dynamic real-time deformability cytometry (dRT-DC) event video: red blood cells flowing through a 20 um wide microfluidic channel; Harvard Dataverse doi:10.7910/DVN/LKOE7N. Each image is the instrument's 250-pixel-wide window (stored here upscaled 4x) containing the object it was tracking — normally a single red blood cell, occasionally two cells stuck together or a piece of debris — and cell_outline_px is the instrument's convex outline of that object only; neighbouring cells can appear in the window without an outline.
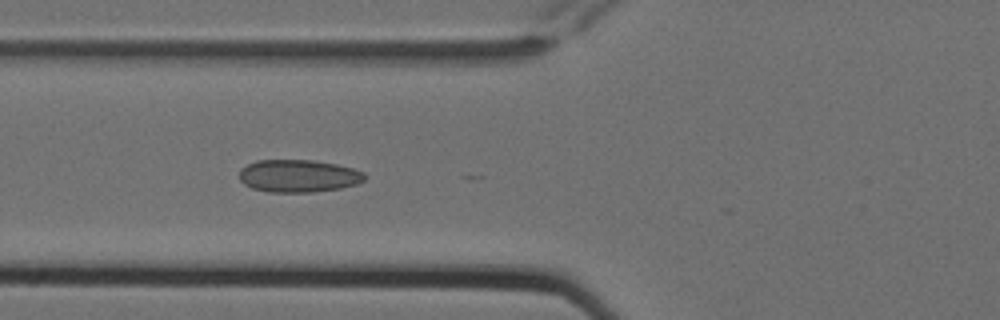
{"species": "Egyptian fruit bat (a non-hibernating species)", "species_latin": "Rousettus aegyptiacus", "temperature_condition": "cold", "stored_images_in_passage": 10, "camera_frame_rate_fps": 3000, "um_per_image_px": 0.085, "animal": {"sex": "female"}, "frame": {"image": 1, "passage_image": 6, "time_ms": 1.667, "image_size_px": [1000, 320], "cell_outline_px": [[368, 176], [364, 180], [356, 184], [340, 188], [312, 192], [268, 192], [252, 188], [244, 184], [240, 180], [240, 168], [256, 160], [312, 160], [336, 164], [352, 168], [364, 172]], "centroid_in_image_um": [25.37, 14.95], "position_along_channel_um": 100.4, "area_um2": 23.87}}
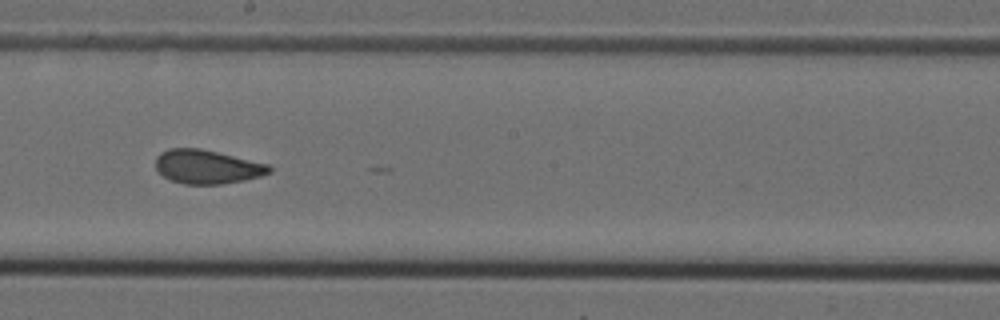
{"frame": {"image": 2, "passage_image": 9, "time_ms": 2.667, "image_size_px": [1000, 320], "cell_outline_px": [[272, 172], [260, 176], [244, 180], [220, 184], [184, 184], [172, 180], [164, 176], [156, 168], [156, 156], [160, 152], [168, 148], [200, 148], [268, 164], [272, 168]], "centroid_in_image_um": [17.59, 14.17], "position_along_channel_um": 230.6, "area_um2": 22.31}}
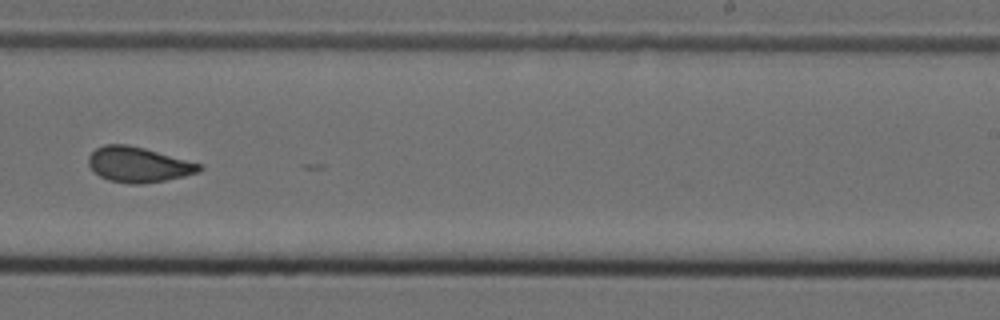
{"frame": {"image": 3, "passage_image": 10, "time_ms": 3.0, "image_size_px": [1000, 320], "cell_outline_px": [[204, 168], [200, 172], [184, 176], [164, 180], [140, 184], [132, 184], [108, 180], [100, 176], [88, 164], [88, 156], [96, 148], [104, 144], [128, 144], [144, 148], [204, 164]], "centroid_in_image_um": [11.8, 13.98], "position_along_channel_um": 277.2, "area_um2": 22.83}}